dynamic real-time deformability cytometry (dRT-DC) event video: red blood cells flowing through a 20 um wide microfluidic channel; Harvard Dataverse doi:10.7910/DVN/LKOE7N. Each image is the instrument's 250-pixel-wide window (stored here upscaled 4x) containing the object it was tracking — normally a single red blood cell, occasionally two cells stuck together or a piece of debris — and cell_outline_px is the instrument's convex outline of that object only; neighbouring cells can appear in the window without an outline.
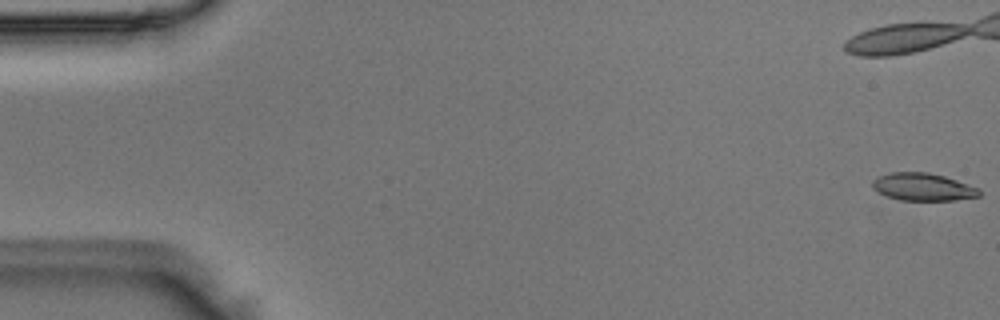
{"species": "Egyptian fruit bat (a non-hibernating species)", "species_latin": "Rousettus aegyptiacus", "temperature_condition": "room temperature", "stored_images_in_passage": 43, "camera_frame_rate_fps": 3000, "um_per_image_px": 0.085, "animal": {"sex": "male"}, "frame": {"image": 1, "passage_image": 1, "time_ms": 0.0, "image_size_px": [1000, 320], "cell_outline_px": [[980, 196], [952, 200], [900, 200], [888, 196], [872, 188], [872, 180], [880, 176], [892, 172], [928, 172], [944, 176], [980, 188]], "centroid_in_image_um": [78.46, 15.88], "position_along_channel_um": 6.5, "area_um2": 16.99}}